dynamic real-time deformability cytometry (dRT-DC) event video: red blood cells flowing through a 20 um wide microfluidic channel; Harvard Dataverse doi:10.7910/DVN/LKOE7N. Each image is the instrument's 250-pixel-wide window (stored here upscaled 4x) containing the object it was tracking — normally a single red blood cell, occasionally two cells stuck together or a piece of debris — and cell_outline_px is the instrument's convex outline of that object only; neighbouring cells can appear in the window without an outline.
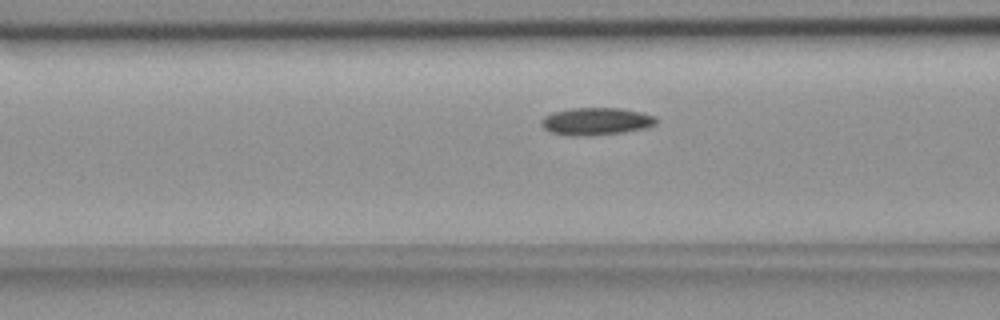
{"species": "common noctule bat (a hibernating species)", "species_latin": "Nyctalus noctula", "temperature_condition": "room temperature", "stored_images_in_passage": 50, "camera_frame_rate_fps": 3000, "um_per_image_px": 0.085, "animal": {"sex": "female", "body_mass_g": 18.4}, "frame": {"image": 1, "passage_image": 16, "time_ms": 5.0, "image_size_px": [1000, 320], "cell_outline_px": [[656, 124], [648, 128], [624, 132], [588, 136], [572, 136], [552, 132], [544, 128], [540, 124], [540, 120], [544, 116], [552, 112], [572, 108], [620, 108], [640, 112], [656, 116]], "centroid_in_image_um": [50.67, 10.32], "position_along_channel_um": 115.9, "area_um2": 18.5}}
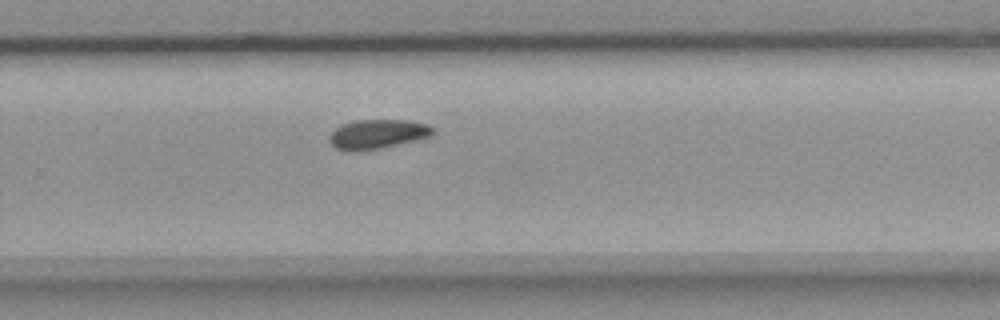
{"frame": {"image": 2, "passage_image": 31, "time_ms": 10.0, "image_size_px": [1000, 320], "cell_outline_px": [[436, 132], [432, 136], [380, 148], [356, 152], [348, 152], [336, 148], [328, 140], [328, 136], [340, 124], [356, 120], [404, 120], [428, 124]], "centroid_in_image_um": [32.05, 11.4], "position_along_channel_um": 297.8, "area_um2": 17.8}}
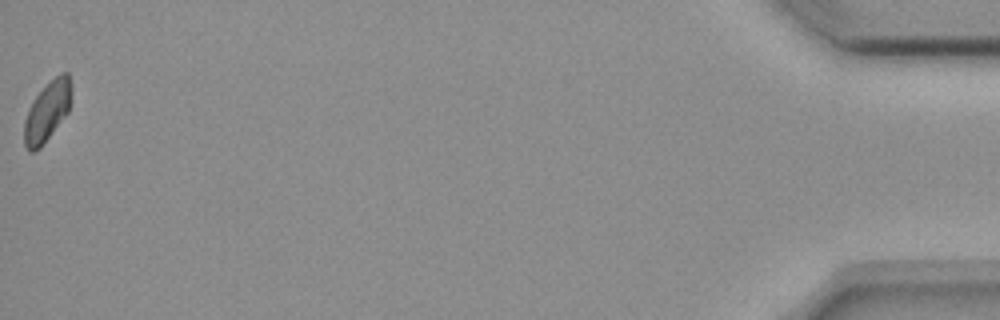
{"frame": {"image": 3, "passage_image": 50, "time_ms": 16.333, "image_size_px": [1000, 320], "cell_outline_px": [[72, 88], [68, 112], [40, 148], [32, 152], [28, 152], [24, 144], [24, 120], [28, 108], [32, 100], [60, 72], [68, 72], [72, 84]], "centroid_in_image_um": [4.0, 9.47], "position_along_channel_um": 431.2, "area_um2": 16.42}, "authors_computed_cell_mechanics": {"area_um2": 17.629, "velocity_mm_per_s": 3.6524, "shape_relaxation_time_tau1_ms": 4.4013, "shape_relaxation_time_tau2_ms": null, "deformation_change_tau1": 0.0816, "deformation_change_tau2": null}}